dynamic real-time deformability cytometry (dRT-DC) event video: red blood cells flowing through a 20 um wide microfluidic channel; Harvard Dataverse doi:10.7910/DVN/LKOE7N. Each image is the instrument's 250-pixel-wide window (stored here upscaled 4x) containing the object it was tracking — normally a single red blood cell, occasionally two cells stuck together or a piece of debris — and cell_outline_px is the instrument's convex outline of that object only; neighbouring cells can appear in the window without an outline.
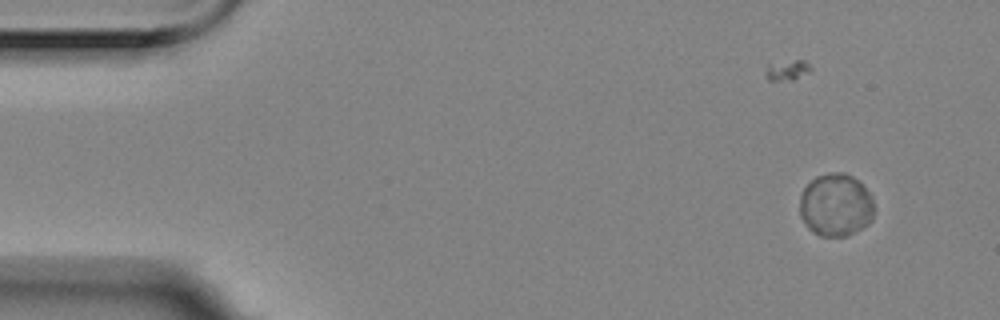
{"species": "Egyptian fruit bat (a non-hibernating species)", "species_latin": "Rousettus aegyptiacus", "temperature_condition": "room temperature", "stored_images_in_passage": 59, "camera_frame_rate_fps": 3000, "um_per_image_px": 0.085, "animal": {"sex": "female"}, "frame": {"image": 1, "passage_image": 5, "time_ms": 1.333, "image_size_px": [1000, 320], "cell_outline_px": [[872, 220], [868, 224], [844, 236], [820, 236], [812, 232], [808, 228], [800, 216], [800, 196], [804, 188], [816, 176], [832, 172], [844, 172], [852, 176], [868, 192], [872, 200]], "centroid_in_image_um": [71.0, 17.43], "position_along_channel_um": 14.0, "area_um2": 26.88}}
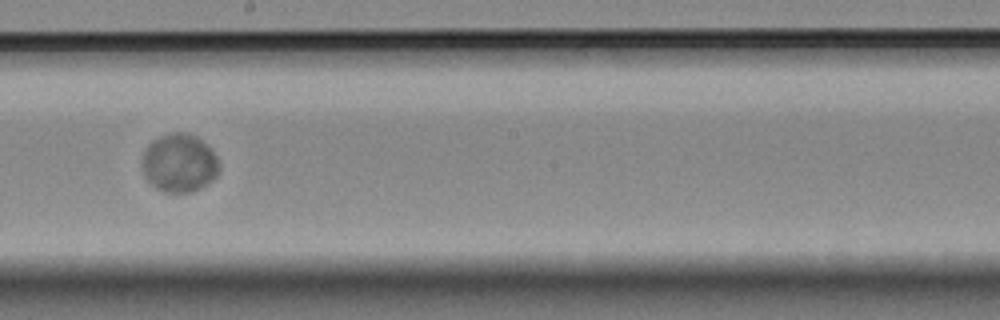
{"frame": {"image": 2, "passage_image": 33, "time_ms": 10.667, "image_size_px": [1000, 320], "cell_outline_px": [[220, 168], [216, 176], [208, 184], [200, 188], [188, 192], [164, 192], [156, 188], [144, 176], [144, 152], [148, 144], [152, 140], [160, 136], [172, 132], [184, 132], [196, 136], [212, 148], [216, 156]], "centroid_in_image_um": [15.27, 13.84], "position_along_channel_um": 232.9, "area_um2": 26.13}}
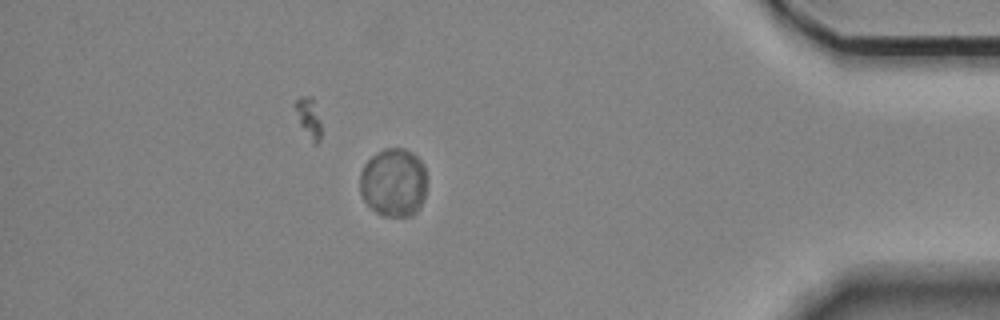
{"frame": {"image": 3, "passage_image": 51, "time_ms": 16.667, "image_size_px": [1000, 320], "cell_outline_px": [[424, 196], [416, 212], [412, 216], [384, 216], [376, 212], [364, 200], [360, 192], [360, 172], [364, 164], [376, 152], [384, 148], [404, 148], [412, 152], [424, 164]], "centroid_in_image_um": [33.42, 15.49], "position_along_channel_um": 401.8, "area_um2": 26.59}, "authors_computed_cell_mechanics": {"area_um2": 26.7036, "velocity_mm_per_s": 3.4637, "shape_relaxation_time_tau1_ms": 1.6492, "shape_relaxation_time_tau2_ms": 0.8991, "deformation_change_tau1": 0.0274, "deformation_change_tau2": null}}